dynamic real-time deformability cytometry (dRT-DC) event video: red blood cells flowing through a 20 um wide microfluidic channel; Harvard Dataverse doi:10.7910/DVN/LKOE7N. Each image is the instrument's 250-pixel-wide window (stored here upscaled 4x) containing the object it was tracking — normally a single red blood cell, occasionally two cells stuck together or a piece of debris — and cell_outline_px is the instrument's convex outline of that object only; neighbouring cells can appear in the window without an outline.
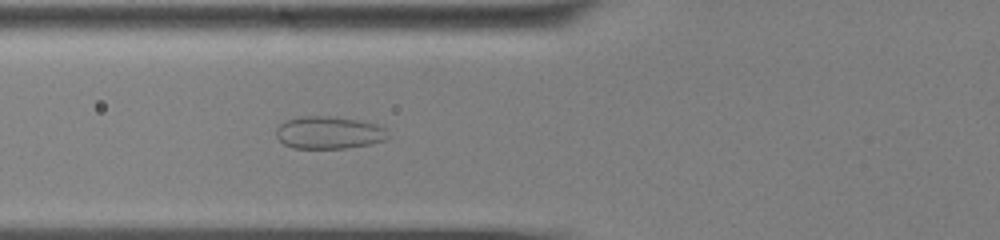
{"species": "common noctule bat (a hibernating species)", "species_latin": "Nyctalus noctula", "temperature_condition": "cold", "stored_images_in_passage": 57, "camera_frame_rate_fps": 3000, "um_per_image_px": 0.085, "animal": {"sex": "male", "body_mass_g": 13.0, "forearm_length_mm": 53.1}, "frame": {"image": 1, "passage_image": 22, "time_ms": 7.0, "image_size_px": [1000, 240], "cell_outline_px": [[392, 136], [384, 140], [372, 144], [348, 148], [292, 148], [284, 144], [276, 136], [276, 128], [280, 124], [288, 120], [304, 116], [328, 116], [356, 120], [376, 124], [384, 128]], "centroid_in_image_um": [27.98, 11.29], "position_along_channel_um": 97.8, "area_um2": 21.15}}
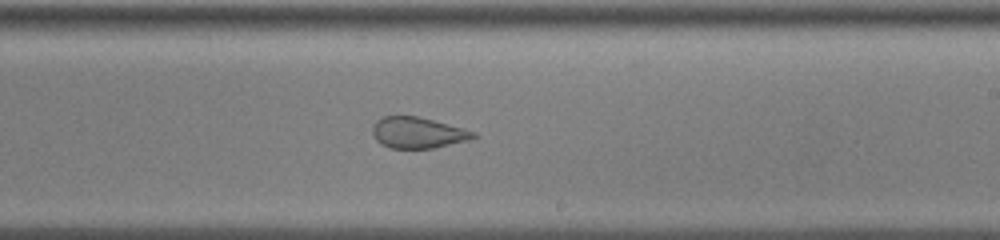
{"frame": {"image": 2, "passage_image": 35, "time_ms": 11.333, "image_size_px": [1000, 240], "cell_outline_px": [[480, 136], [468, 140], [432, 148], [392, 148], [380, 144], [376, 140], [372, 132], [372, 124], [376, 120], [384, 116], [416, 116], [464, 128], [476, 132]], "centroid_in_image_um": [35.5, 11.28], "position_along_channel_um": 253.5, "area_um2": 18.26}}
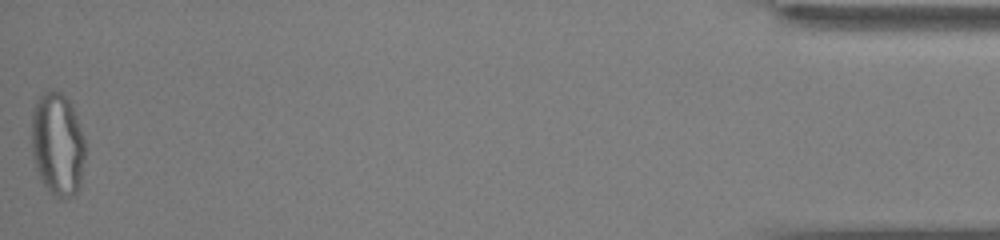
{"frame": {"image": 3, "passage_image": 57, "time_ms": 18.667, "image_size_px": [1000, 240], "cell_outline_px": [[88, 148], [80, 184], [76, 192], [72, 196], [64, 200], [60, 200], [52, 196], [48, 192], [40, 180], [32, 156], [32, 108], [36, 100], [48, 88], [52, 88], [60, 92], [68, 100], [76, 116], [84, 136]], "centroid_in_image_um": [4.9, 12.3], "position_along_channel_um": 430.3, "area_um2": 33.29}, "authors_computed_cell_mechanics": {"area_um2": 26.1834, "velocity_mm_per_s": 3.5898, "shape_relaxation_time_tau1_ms": null, "shape_relaxation_time_tau2_ms": 0.9716, "deformation_change_tau1": null, "deformation_change_tau2": 0.071}}